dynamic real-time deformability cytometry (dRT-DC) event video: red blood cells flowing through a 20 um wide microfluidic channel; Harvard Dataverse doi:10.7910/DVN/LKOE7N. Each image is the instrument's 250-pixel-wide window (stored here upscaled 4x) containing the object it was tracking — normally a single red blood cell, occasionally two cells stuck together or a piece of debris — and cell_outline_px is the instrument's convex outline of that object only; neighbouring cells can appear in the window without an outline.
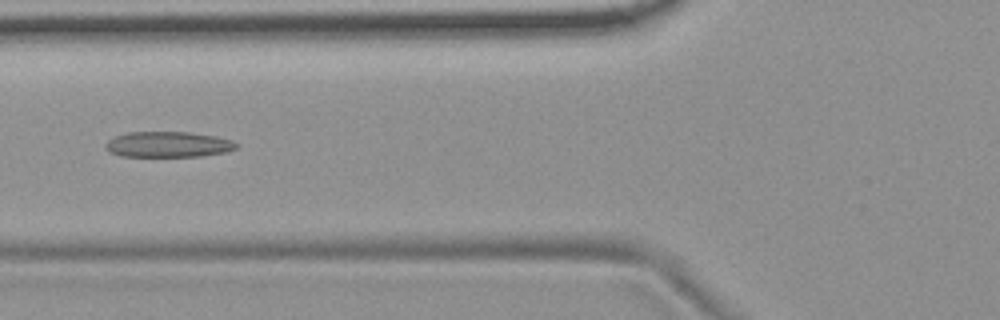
{"species": "common noctule bat (a hibernating species)", "species_latin": "Nyctalus noctula", "temperature_condition": "room temperature", "stored_images_in_passage": 7, "camera_frame_rate_fps": 3000, "um_per_image_px": 0.085, "animal": {"sex": "female", "body_mass_g": 19.9}, "frame": {"image": 1, "passage_image": 5, "time_ms": 4.667, "image_size_px": [1000, 320], "cell_outline_px": [[240, 144], [236, 148], [224, 152], [200, 156], [120, 156], [108, 152], [104, 148], [104, 144], [108, 140], [116, 136], [128, 132], [188, 132], [216, 136], [232, 140]], "centroid_in_image_um": [14.27, 12.27], "position_along_channel_um": 111.5, "area_um2": 19.59}}
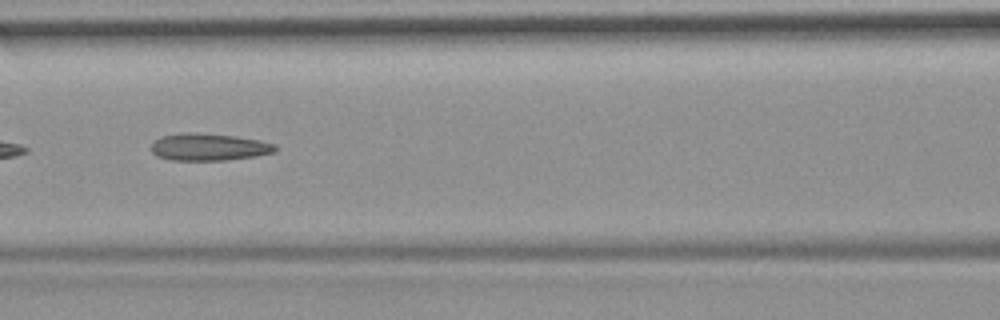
{"frame": {"image": 2, "passage_image": 6, "time_ms": 5.667, "image_size_px": [1000, 320], "cell_outline_px": [[280, 148], [276, 152], [256, 156], [224, 160], [172, 160], [156, 156], [152, 152], [152, 144], [160, 136], [236, 136], [260, 140], [276, 144]], "centroid_in_image_um": [17.88, 12.56], "position_along_channel_um": 148.7, "area_um2": 18.61}}
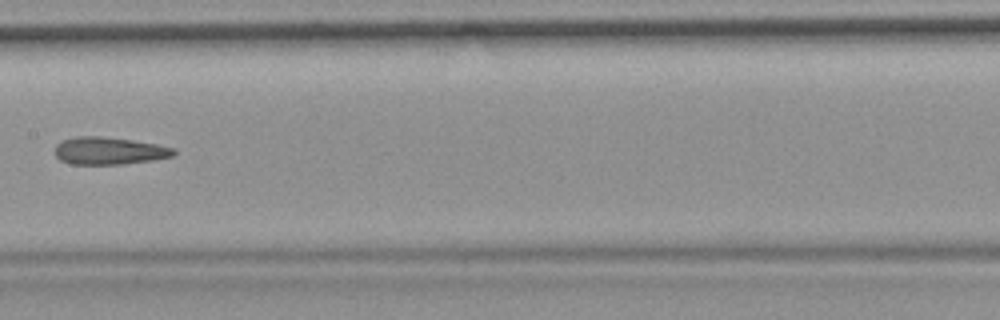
{"frame": {"image": 3, "passage_image": 7, "time_ms": 7.0, "image_size_px": [1000, 320], "cell_outline_px": [[176, 152], [172, 156], [152, 160], [124, 164], [72, 164], [60, 160], [52, 152], [56, 144], [60, 140], [76, 136], [100, 136], [132, 140], [156, 144], [176, 148]], "centroid_in_image_um": [9.22, 12.81], "position_along_channel_um": 198.2, "area_um2": 19.19}}